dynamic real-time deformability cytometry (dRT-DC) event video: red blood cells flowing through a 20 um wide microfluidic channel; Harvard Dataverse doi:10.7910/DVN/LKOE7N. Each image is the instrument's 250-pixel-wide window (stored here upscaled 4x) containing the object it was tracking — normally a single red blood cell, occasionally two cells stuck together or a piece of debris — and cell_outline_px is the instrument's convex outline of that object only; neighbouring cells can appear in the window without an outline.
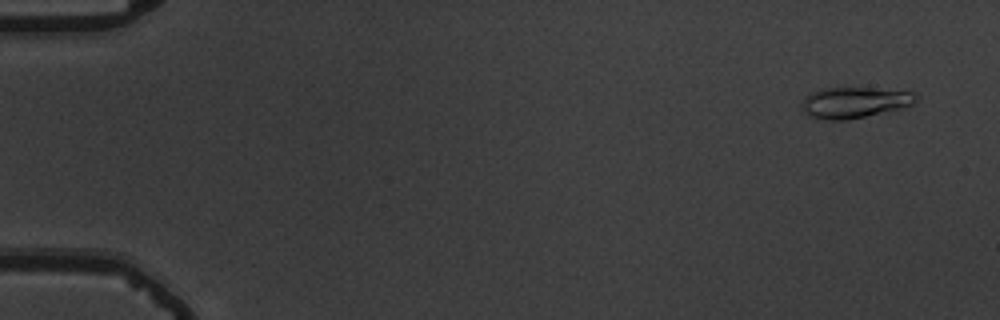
{"species": "common noctule bat (a hibernating species)", "species_latin": "Nyctalus noctula", "temperature_condition": "warm", "stored_images_in_passage": 56, "camera_frame_rate_fps": 3000, "um_per_image_px": 0.085, "animal": {"sex": "male", "body_mass_g": 19.5, "forearm_length_mm": 54.6}, "frame": {"image": 1, "passage_image": 3, "time_ms": 0.667, "image_size_px": [1000, 320], "cell_outline_px": [[920, 96], [912, 104], [900, 108], [848, 120], [828, 120], [808, 116], [804, 112], [804, 96], [820, 88], [840, 84], [916, 92]], "centroid_in_image_um": [72.63, 8.64], "position_along_channel_um": 12.4, "area_um2": 21.39}}
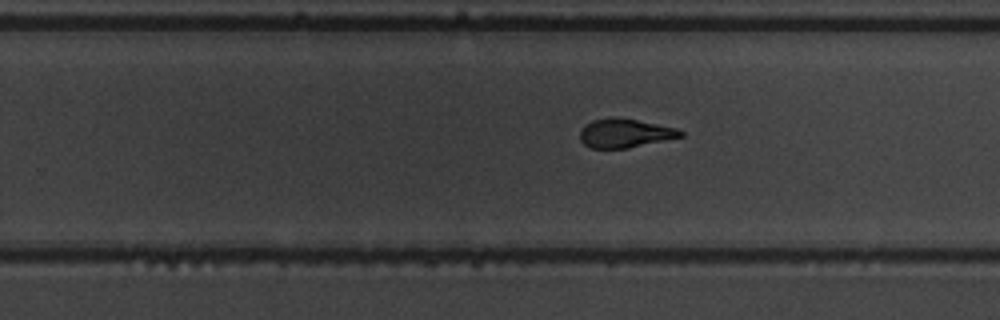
{"frame": {"image": 2, "passage_image": 36, "time_ms": 11.667, "image_size_px": [1000, 320], "cell_outline_px": [[684, 136], [628, 148], [592, 148], [584, 144], [580, 140], [580, 132], [584, 124], [592, 120], [612, 116], [616, 116], [676, 128], [684, 132]], "centroid_in_image_um": [53.09, 11.31], "position_along_channel_um": 276.7, "area_um2": 16.94}}
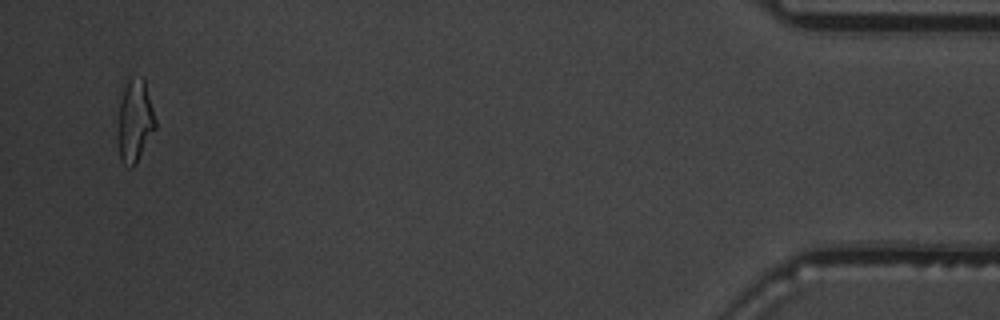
{"frame": {"image": 3, "passage_image": 54, "time_ms": 17.667, "image_size_px": [1000, 320], "cell_outline_px": [[156, 128], [136, 164], [132, 168], [124, 164], [120, 160], [120, 104], [124, 88], [128, 80], [132, 76], [144, 76], [156, 120]], "centroid_in_image_um": [11.52, 10.24], "position_along_channel_um": 423.7, "area_um2": 17.63}, "authors_computed_cell_mechanics": {"area_um2": 17.918, "velocity_mm_per_s": 3.6995, "shape_relaxation_time_tau1_ms": 7.537, "shape_relaxation_time_tau2_ms": 2.0982, "deformation_change_tau1": 0.249, "deformation_change_tau2": 0.092}}